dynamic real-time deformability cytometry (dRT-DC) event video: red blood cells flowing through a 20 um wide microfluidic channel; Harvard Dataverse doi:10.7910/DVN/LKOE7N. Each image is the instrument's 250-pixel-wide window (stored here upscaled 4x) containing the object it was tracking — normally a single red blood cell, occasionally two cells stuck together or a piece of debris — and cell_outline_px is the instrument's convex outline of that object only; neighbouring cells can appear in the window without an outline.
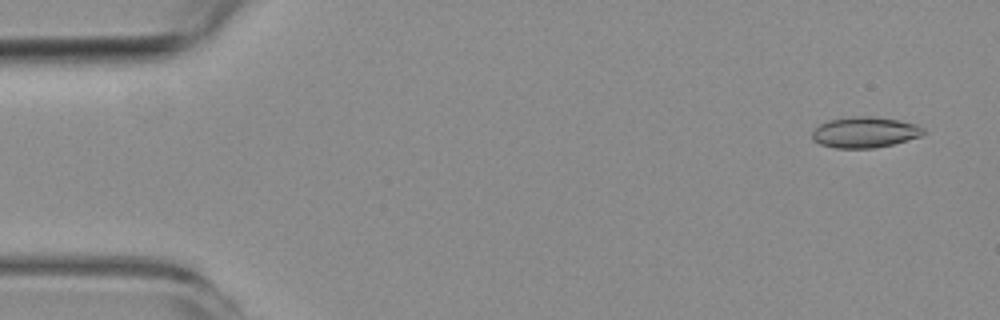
{"species": "common noctule bat (a hibernating species)", "species_latin": "Nyctalus noctula", "temperature_condition": "room temperature", "stored_images_in_passage": 8, "camera_frame_rate_fps": 3000, "um_per_image_px": 0.085, "animal": {"sex": "female", "body_mass_g": 19.3, "forearm_length_mm": 54.1}, "frame": {"image": 1, "passage_image": 1, "time_ms": 0.0, "image_size_px": [1000, 320], "cell_outline_px": [[924, 132], [920, 136], [892, 144], [872, 148], [836, 148], [820, 144], [812, 140], [812, 132], [820, 124], [828, 120], [852, 116], [868, 116], [896, 120], [916, 124], [924, 128]], "centroid_in_image_um": [73.47, 11.24], "position_along_channel_um": 11.5, "area_um2": 19.77}}
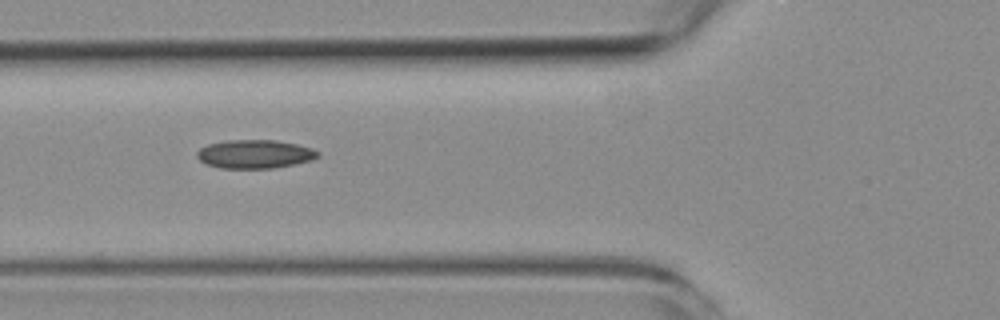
{"frame": {"image": 2, "passage_image": 6, "time_ms": 5.667, "image_size_px": [1000, 320], "cell_outline_px": [[320, 156], [312, 160], [272, 168], [220, 168], [208, 164], [200, 160], [196, 156], [196, 152], [200, 148], [208, 144], [228, 140], [276, 140], [296, 144], [312, 148], [320, 152]], "centroid_in_image_um": [21.66, 13.09], "position_along_channel_um": 104.1, "area_um2": 20.06}}
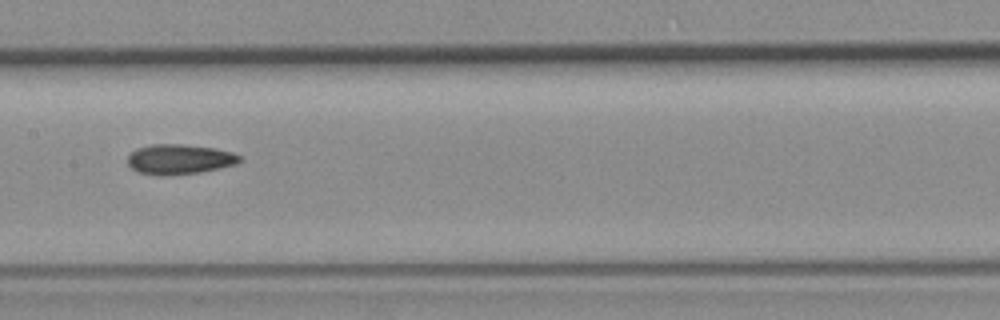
{"frame": {"image": 3, "passage_image": 8, "time_ms": 8.0, "image_size_px": [1000, 320], "cell_outline_px": [[240, 160], [236, 164], [220, 168], [200, 172], [160, 176], [136, 172], [128, 164], [128, 156], [136, 148], [152, 144], [180, 144], [212, 148], [232, 152], [240, 156]], "centroid_in_image_um": [15.21, 13.54], "position_along_channel_um": 192.2, "area_um2": 19.48}}